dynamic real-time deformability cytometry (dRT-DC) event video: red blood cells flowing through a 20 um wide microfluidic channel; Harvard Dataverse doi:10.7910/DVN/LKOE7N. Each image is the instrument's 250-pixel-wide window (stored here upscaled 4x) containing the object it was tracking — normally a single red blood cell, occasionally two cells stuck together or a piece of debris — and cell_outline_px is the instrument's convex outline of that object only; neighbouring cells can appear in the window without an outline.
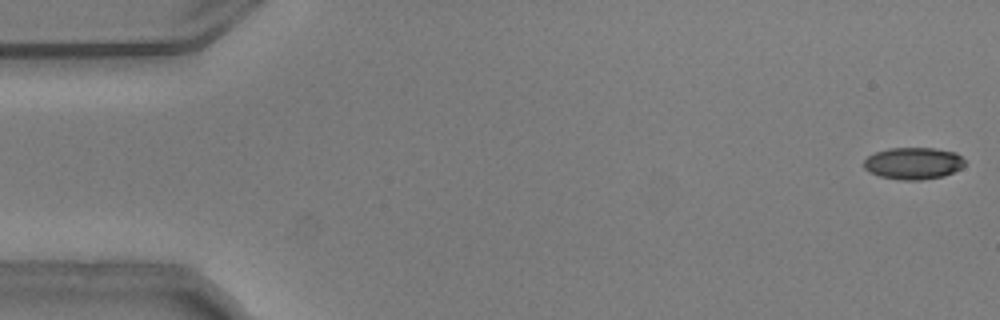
{"species": "common noctule bat (a hibernating species)", "species_latin": "Nyctalus noctula", "temperature_condition": "warm", "stored_images_in_passage": 14, "camera_frame_rate_fps": 3000, "um_per_image_px": 0.085, "animal": {"sex": "male", "body_mass_g": 20.5, "forearm_length_mm": 52.5}, "frame": {"image": 1, "passage_image": 1, "time_ms": 0.0, "image_size_px": [1000, 320], "cell_outline_px": [[964, 164], [960, 168], [944, 176], [920, 180], [904, 180], [880, 176], [864, 168], [864, 160], [868, 156], [876, 152], [892, 148], [936, 148], [956, 152], [964, 160]], "centroid_in_image_um": [77.64, 13.87], "position_along_channel_um": 7.4, "area_um2": 18.55}}